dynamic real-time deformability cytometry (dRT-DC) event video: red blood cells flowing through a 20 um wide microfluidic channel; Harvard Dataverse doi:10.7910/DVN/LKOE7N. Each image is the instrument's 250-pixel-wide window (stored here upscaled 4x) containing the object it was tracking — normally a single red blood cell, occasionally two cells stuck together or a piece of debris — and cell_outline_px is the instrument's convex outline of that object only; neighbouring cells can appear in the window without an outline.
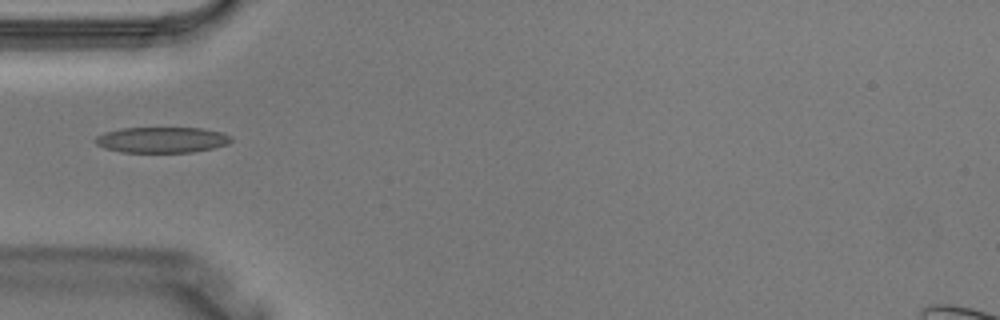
{"species": "Egyptian fruit bat (a non-hibernating species)", "species_latin": "Rousettus aegyptiacus", "temperature_condition": "warm", "stored_images_in_passage": 2, "camera_frame_rate_fps": 3000, "um_per_image_px": 0.085, "animal": {"sex": "male"}, "frame": {"image": 1, "passage_image": 2, "time_ms": 0.333, "image_size_px": [1000, 320], "cell_outline_px": [[232, 140], [228, 144], [212, 148], [192, 152], [120, 152], [104, 148], [96, 144], [96, 136], [104, 132], [124, 128], [204, 128], [224, 132], [232, 136]], "centroid_in_image_um": [13.79, 11.88], "position_along_channel_um": 71.2, "area_um2": 20.46}}